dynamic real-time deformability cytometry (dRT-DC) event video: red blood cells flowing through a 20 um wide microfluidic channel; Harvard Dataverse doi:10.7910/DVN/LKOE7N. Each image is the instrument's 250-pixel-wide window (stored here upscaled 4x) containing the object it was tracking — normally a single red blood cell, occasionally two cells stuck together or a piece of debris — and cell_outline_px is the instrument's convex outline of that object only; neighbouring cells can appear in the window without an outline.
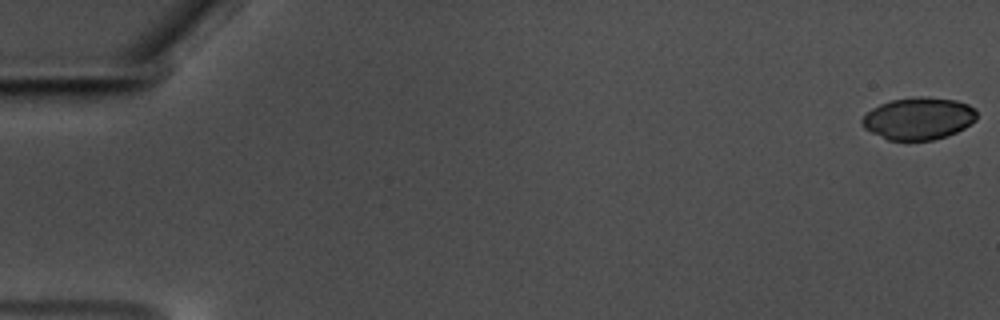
{"species": "common noctule bat (a hibernating species)", "species_latin": "Nyctalus noctula", "temperature_condition": "warm", "stored_images_in_passage": 58, "camera_frame_rate_fps": 3000, "um_per_image_px": 0.085, "animal": {"sex": "male", "body_mass_g": 17.5, "forearm_length_mm": 52.3}, "frame": {"image": 1, "passage_image": 1, "time_ms": 0.0, "image_size_px": [1000, 320], "cell_outline_px": [[976, 120], [964, 128], [948, 136], [932, 140], [888, 140], [864, 128], [860, 120], [872, 108], [880, 104], [892, 100], [920, 96], [924, 96], [956, 100], [968, 104], [976, 108]], "centroid_in_image_um": [78.1, 10.06], "position_along_channel_um": 6.9, "area_um2": 28.21}}
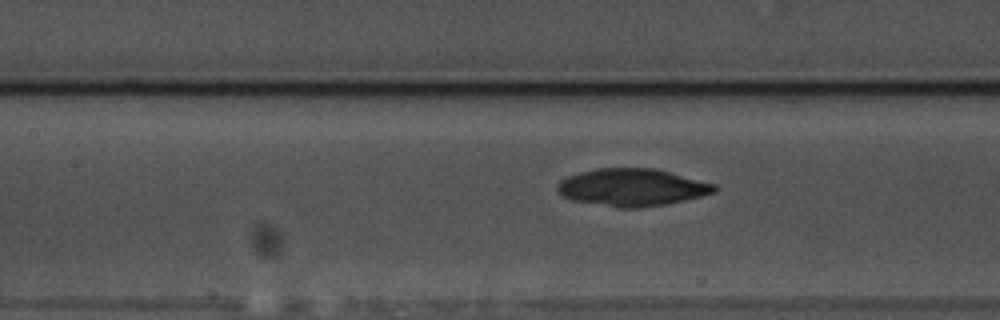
{"frame": {"image": 2, "passage_image": 27, "time_ms": 8.667, "image_size_px": [1000, 320], "cell_outline_px": [[720, 188], [716, 192], [700, 196], [664, 204], [640, 208], [616, 208], [572, 200], [564, 196], [556, 188], [556, 184], [560, 180], [568, 176], [580, 172], [596, 168], [656, 168], [716, 184]], "centroid_in_image_um": [53.73, 15.92], "position_along_channel_um": 153.7, "area_um2": 34.33}}
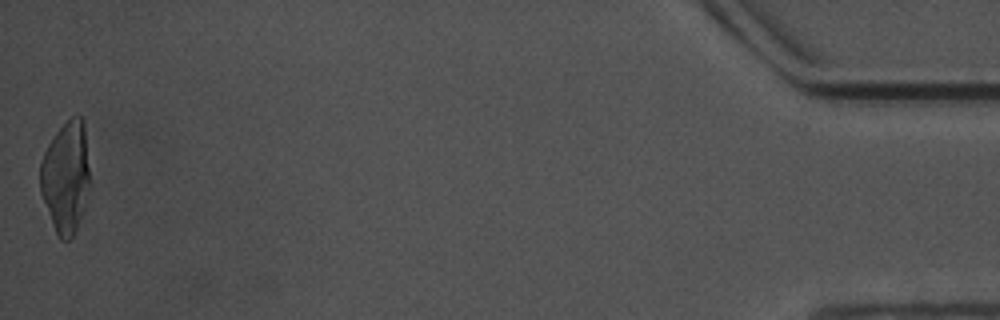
{"frame": {"image": 3, "passage_image": 58, "time_ms": 19.0, "image_size_px": [1000, 320], "cell_outline_px": [[88, 184], [80, 216], [76, 228], [72, 236], [68, 240], [60, 240], [56, 232], [40, 192], [40, 164], [44, 152], [48, 144], [56, 132], [72, 116], [80, 116], [84, 120], [88, 168]], "centroid_in_image_um": [5.56, 15.01], "position_along_channel_um": 429.6, "area_um2": 31.33}}